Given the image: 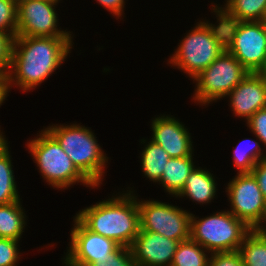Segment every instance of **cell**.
Returning <instances> with one entry per match:
<instances>
[{
	"instance_id": "cell-1",
	"label": "cell",
	"mask_w": 266,
	"mask_h": 266,
	"mask_svg": "<svg viewBox=\"0 0 266 266\" xmlns=\"http://www.w3.org/2000/svg\"><path fill=\"white\" fill-rule=\"evenodd\" d=\"M72 38L16 36L7 72L8 90L13 84L27 92L46 80L67 58Z\"/></svg>"
},
{
	"instance_id": "cell-2",
	"label": "cell",
	"mask_w": 266,
	"mask_h": 266,
	"mask_svg": "<svg viewBox=\"0 0 266 266\" xmlns=\"http://www.w3.org/2000/svg\"><path fill=\"white\" fill-rule=\"evenodd\" d=\"M137 200L130 190L82 209L75 217L90 231L130 247L140 231Z\"/></svg>"
},
{
	"instance_id": "cell-3",
	"label": "cell",
	"mask_w": 266,
	"mask_h": 266,
	"mask_svg": "<svg viewBox=\"0 0 266 266\" xmlns=\"http://www.w3.org/2000/svg\"><path fill=\"white\" fill-rule=\"evenodd\" d=\"M216 17L217 26L200 21L187 33L169 59L172 66L194 78L226 50L222 19L217 13Z\"/></svg>"
},
{
	"instance_id": "cell-4",
	"label": "cell",
	"mask_w": 266,
	"mask_h": 266,
	"mask_svg": "<svg viewBox=\"0 0 266 266\" xmlns=\"http://www.w3.org/2000/svg\"><path fill=\"white\" fill-rule=\"evenodd\" d=\"M45 130L59 143L76 168L98 187L102 183L108 157L97 143L95 134L79 124L52 125Z\"/></svg>"
},
{
	"instance_id": "cell-5",
	"label": "cell",
	"mask_w": 266,
	"mask_h": 266,
	"mask_svg": "<svg viewBox=\"0 0 266 266\" xmlns=\"http://www.w3.org/2000/svg\"><path fill=\"white\" fill-rule=\"evenodd\" d=\"M39 137L27 143L29 153L48 185L65 189L81 182L87 187H95L74 165L59 143L44 129Z\"/></svg>"
},
{
	"instance_id": "cell-6",
	"label": "cell",
	"mask_w": 266,
	"mask_h": 266,
	"mask_svg": "<svg viewBox=\"0 0 266 266\" xmlns=\"http://www.w3.org/2000/svg\"><path fill=\"white\" fill-rule=\"evenodd\" d=\"M251 230L229 210L198 220L191 214L190 238L210 254L238 251Z\"/></svg>"
},
{
	"instance_id": "cell-7",
	"label": "cell",
	"mask_w": 266,
	"mask_h": 266,
	"mask_svg": "<svg viewBox=\"0 0 266 266\" xmlns=\"http://www.w3.org/2000/svg\"><path fill=\"white\" fill-rule=\"evenodd\" d=\"M226 51L249 73H259L266 65L265 21H222Z\"/></svg>"
},
{
	"instance_id": "cell-8",
	"label": "cell",
	"mask_w": 266,
	"mask_h": 266,
	"mask_svg": "<svg viewBox=\"0 0 266 266\" xmlns=\"http://www.w3.org/2000/svg\"><path fill=\"white\" fill-rule=\"evenodd\" d=\"M248 73L239 60L225 50L193 78L197 87L193 100L205 106L212 101L216 102L226 97Z\"/></svg>"
},
{
	"instance_id": "cell-9",
	"label": "cell",
	"mask_w": 266,
	"mask_h": 266,
	"mask_svg": "<svg viewBox=\"0 0 266 266\" xmlns=\"http://www.w3.org/2000/svg\"><path fill=\"white\" fill-rule=\"evenodd\" d=\"M138 208L140 230L155 232L178 241L190 238L192 213L156 200H138Z\"/></svg>"
},
{
	"instance_id": "cell-10",
	"label": "cell",
	"mask_w": 266,
	"mask_h": 266,
	"mask_svg": "<svg viewBox=\"0 0 266 266\" xmlns=\"http://www.w3.org/2000/svg\"><path fill=\"white\" fill-rule=\"evenodd\" d=\"M231 213L250 229L266 216V201L252 173H237L226 187Z\"/></svg>"
},
{
	"instance_id": "cell-11",
	"label": "cell",
	"mask_w": 266,
	"mask_h": 266,
	"mask_svg": "<svg viewBox=\"0 0 266 266\" xmlns=\"http://www.w3.org/2000/svg\"><path fill=\"white\" fill-rule=\"evenodd\" d=\"M58 2L30 0L17 6L16 36L71 37V32L57 28L55 6Z\"/></svg>"
},
{
	"instance_id": "cell-12",
	"label": "cell",
	"mask_w": 266,
	"mask_h": 266,
	"mask_svg": "<svg viewBox=\"0 0 266 266\" xmlns=\"http://www.w3.org/2000/svg\"><path fill=\"white\" fill-rule=\"evenodd\" d=\"M71 230V242L64 259L94 264L109 257L120 245L112 239L87 229L76 217Z\"/></svg>"
},
{
	"instance_id": "cell-13",
	"label": "cell",
	"mask_w": 266,
	"mask_h": 266,
	"mask_svg": "<svg viewBox=\"0 0 266 266\" xmlns=\"http://www.w3.org/2000/svg\"><path fill=\"white\" fill-rule=\"evenodd\" d=\"M180 242L155 232L140 230L130 250L138 266H171Z\"/></svg>"
},
{
	"instance_id": "cell-14",
	"label": "cell",
	"mask_w": 266,
	"mask_h": 266,
	"mask_svg": "<svg viewBox=\"0 0 266 266\" xmlns=\"http://www.w3.org/2000/svg\"><path fill=\"white\" fill-rule=\"evenodd\" d=\"M153 137L171 158L192 156L191 136L186 127L175 117L160 116L152 120Z\"/></svg>"
},
{
	"instance_id": "cell-15",
	"label": "cell",
	"mask_w": 266,
	"mask_h": 266,
	"mask_svg": "<svg viewBox=\"0 0 266 266\" xmlns=\"http://www.w3.org/2000/svg\"><path fill=\"white\" fill-rule=\"evenodd\" d=\"M227 96L235 116L248 120L266 108V83L259 73H248Z\"/></svg>"
},
{
	"instance_id": "cell-16",
	"label": "cell",
	"mask_w": 266,
	"mask_h": 266,
	"mask_svg": "<svg viewBox=\"0 0 266 266\" xmlns=\"http://www.w3.org/2000/svg\"><path fill=\"white\" fill-rule=\"evenodd\" d=\"M222 21H264L266 0H227L224 7L212 6Z\"/></svg>"
},
{
	"instance_id": "cell-17",
	"label": "cell",
	"mask_w": 266,
	"mask_h": 266,
	"mask_svg": "<svg viewBox=\"0 0 266 266\" xmlns=\"http://www.w3.org/2000/svg\"><path fill=\"white\" fill-rule=\"evenodd\" d=\"M208 170L194 168L188 176L181 192L176 197H189L198 203H210L216 195V184L214 176Z\"/></svg>"
},
{
	"instance_id": "cell-18",
	"label": "cell",
	"mask_w": 266,
	"mask_h": 266,
	"mask_svg": "<svg viewBox=\"0 0 266 266\" xmlns=\"http://www.w3.org/2000/svg\"><path fill=\"white\" fill-rule=\"evenodd\" d=\"M192 157L170 158L166 163L160 184L170 195L177 196L183 189L188 176L195 168Z\"/></svg>"
},
{
	"instance_id": "cell-19",
	"label": "cell",
	"mask_w": 266,
	"mask_h": 266,
	"mask_svg": "<svg viewBox=\"0 0 266 266\" xmlns=\"http://www.w3.org/2000/svg\"><path fill=\"white\" fill-rule=\"evenodd\" d=\"M20 200L0 205V238L20 241L26 225V215Z\"/></svg>"
},
{
	"instance_id": "cell-20",
	"label": "cell",
	"mask_w": 266,
	"mask_h": 266,
	"mask_svg": "<svg viewBox=\"0 0 266 266\" xmlns=\"http://www.w3.org/2000/svg\"><path fill=\"white\" fill-rule=\"evenodd\" d=\"M171 157L168 153L154 141H149L141 153V166L144 175L150 181L159 182L165 170L166 163Z\"/></svg>"
},
{
	"instance_id": "cell-21",
	"label": "cell",
	"mask_w": 266,
	"mask_h": 266,
	"mask_svg": "<svg viewBox=\"0 0 266 266\" xmlns=\"http://www.w3.org/2000/svg\"><path fill=\"white\" fill-rule=\"evenodd\" d=\"M8 150L9 148L7 147L0 153V205L20 200Z\"/></svg>"
},
{
	"instance_id": "cell-22",
	"label": "cell",
	"mask_w": 266,
	"mask_h": 266,
	"mask_svg": "<svg viewBox=\"0 0 266 266\" xmlns=\"http://www.w3.org/2000/svg\"><path fill=\"white\" fill-rule=\"evenodd\" d=\"M208 253L200 244L191 238L181 241L173 256L171 266H208Z\"/></svg>"
},
{
	"instance_id": "cell-23",
	"label": "cell",
	"mask_w": 266,
	"mask_h": 266,
	"mask_svg": "<svg viewBox=\"0 0 266 266\" xmlns=\"http://www.w3.org/2000/svg\"><path fill=\"white\" fill-rule=\"evenodd\" d=\"M238 252L244 266H266V242L254 230L246 235Z\"/></svg>"
},
{
	"instance_id": "cell-24",
	"label": "cell",
	"mask_w": 266,
	"mask_h": 266,
	"mask_svg": "<svg viewBox=\"0 0 266 266\" xmlns=\"http://www.w3.org/2000/svg\"><path fill=\"white\" fill-rule=\"evenodd\" d=\"M242 141L243 143L240 142L239 145L235 148L233 153L234 166H236L237 169L239 170L238 173H251L255 165L261 159L266 157V154L263 153L264 151H262L263 149L261 148V145L258 142H256L254 139L253 140L245 139ZM245 141H247V143Z\"/></svg>"
},
{
	"instance_id": "cell-25",
	"label": "cell",
	"mask_w": 266,
	"mask_h": 266,
	"mask_svg": "<svg viewBox=\"0 0 266 266\" xmlns=\"http://www.w3.org/2000/svg\"><path fill=\"white\" fill-rule=\"evenodd\" d=\"M0 31L13 39L17 35V6L13 0H0Z\"/></svg>"
},
{
	"instance_id": "cell-26",
	"label": "cell",
	"mask_w": 266,
	"mask_h": 266,
	"mask_svg": "<svg viewBox=\"0 0 266 266\" xmlns=\"http://www.w3.org/2000/svg\"><path fill=\"white\" fill-rule=\"evenodd\" d=\"M94 266H138L135 262L130 247L119 246L109 257L96 260Z\"/></svg>"
},
{
	"instance_id": "cell-27",
	"label": "cell",
	"mask_w": 266,
	"mask_h": 266,
	"mask_svg": "<svg viewBox=\"0 0 266 266\" xmlns=\"http://www.w3.org/2000/svg\"><path fill=\"white\" fill-rule=\"evenodd\" d=\"M17 240L0 238V266H17L20 259Z\"/></svg>"
},
{
	"instance_id": "cell-28",
	"label": "cell",
	"mask_w": 266,
	"mask_h": 266,
	"mask_svg": "<svg viewBox=\"0 0 266 266\" xmlns=\"http://www.w3.org/2000/svg\"><path fill=\"white\" fill-rule=\"evenodd\" d=\"M247 126L255 137L266 146V108H262L254 113L247 121ZM266 153V152H265Z\"/></svg>"
},
{
	"instance_id": "cell-29",
	"label": "cell",
	"mask_w": 266,
	"mask_h": 266,
	"mask_svg": "<svg viewBox=\"0 0 266 266\" xmlns=\"http://www.w3.org/2000/svg\"><path fill=\"white\" fill-rule=\"evenodd\" d=\"M13 38L0 31V72L7 74L11 65Z\"/></svg>"
},
{
	"instance_id": "cell-30",
	"label": "cell",
	"mask_w": 266,
	"mask_h": 266,
	"mask_svg": "<svg viewBox=\"0 0 266 266\" xmlns=\"http://www.w3.org/2000/svg\"><path fill=\"white\" fill-rule=\"evenodd\" d=\"M208 266H244L238 251L212 253Z\"/></svg>"
},
{
	"instance_id": "cell-31",
	"label": "cell",
	"mask_w": 266,
	"mask_h": 266,
	"mask_svg": "<svg viewBox=\"0 0 266 266\" xmlns=\"http://www.w3.org/2000/svg\"><path fill=\"white\" fill-rule=\"evenodd\" d=\"M266 201V157L261 159L251 171Z\"/></svg>"
},
{
	"instance_id": "cell-32",
	"label": "cell",
	"mask_w": 266,
	"mask_h": 266,
	"mask_svg": "<svg viewBox=\"0 0 266 266\" xmlns=\"http://www.w3.org/2000/svg\"><path fill=\"white\" fill-rule=\"evenodd\" d=\"M103 6L107 11L113 13L114 16H117V18L122 17V13L124 11V0H96Z\"/></svg>"
},
{
	"instance_id": "cell-33",
	"label": "cell",
	"mask_w": 266,
	"mask_h": 266,
	"mask_svg": "<svg viewBox=\"0 0 266 266\" xmlns=\"http://www.w3.org/2000/svg\"><path fill=\"white\" fill-rule=\"evenodd\" d=\"M7 74L0 72V106L8 95Z\"/></svg>"
},
{
	"instance_id": "cell-34",
	"label": "cell",
	"mask_w": 266,
	"mask_h": 266,
	"mask_svg": "<svg viewBox=\"0 0 266 266\" xmlns=\"http://www.w3.org/2000/svg\"><path fill=\"white\" fill-rule=\"evenodd\" d=\"M263 222L266 224V216L262 219V221L260 222V224L258 226H256V228H254L253 230L261 236V238L266 242V226L262 225Z\"/></svg>"
},
{
	"instance_id": "cell-35",
	"label": "cell",
	"mask_w": 266,
	"mask_h": 266,
	"mask_svg": "<svg viewBox=\"0 0 266 266\" xmlns=\"http://www.w3.org/2000/svg\"><path fill=\"white\" fill-rule=\"evenodd\" d=\"M8 146L7 140L0 130V153H2Z\"/></svg>"
},
{
	"instance_id": "cell-36",
	"label": "cell",
	"mask_w": 266,
	"mask_h": 266,
	"mask_svg": "<svg viewBox=\"0 0 266 266\" xmlns=\"http://www.w3.org/2000/svg\"><path fill=\"white\" fill-rule=\"evenodd\" d=\"M72 266H94L93 264H87L80 261H68Z\"/></svg>"
},
{
	"instance_id": "cell-37",
	"label": "cell",
	"mask_w": 266,
	"mask_h": 266,
	"mask_svg": "<svg viewBox=\"0 0 266 266\" xmlns=\"http://www.w3.org/2000/svg\"><path fill=\"white\" fill-rule=\"evenodd\" d=\"M259 74L263 77V79L266 83V65L262 68V70L259 72Z\"/></svg>"
},
{
	"instance_id": "cell-38",
	"label": "cell",
	"mask_w": 266,
	"mask_h": 266,
	"mask_svg": "<svg viewBox=\"0 0 266 266\" xmlns=\"http://www.w3.org/2000/svg\"><path fill=\"white\" fill-rule=\"evenodd\" d=\"M16 6H19L21 3L30 1V0H13Z\"/></svg>"
},
{
	"instance_id": "cell-39",
	"label": "cell",
	"mask_w": 266,
	"mask_h": 266,
	"mask_svg": "<svg viewBox=\"0 0 266 266\" xmlns=\"http://www.w3.org/2000/svg\"><path fill=\"white\" fill-rule=\"evenodd\" d=\"M65 264V266H72L66 259L63 262Z\"/></svg>"
}]
</instances>
